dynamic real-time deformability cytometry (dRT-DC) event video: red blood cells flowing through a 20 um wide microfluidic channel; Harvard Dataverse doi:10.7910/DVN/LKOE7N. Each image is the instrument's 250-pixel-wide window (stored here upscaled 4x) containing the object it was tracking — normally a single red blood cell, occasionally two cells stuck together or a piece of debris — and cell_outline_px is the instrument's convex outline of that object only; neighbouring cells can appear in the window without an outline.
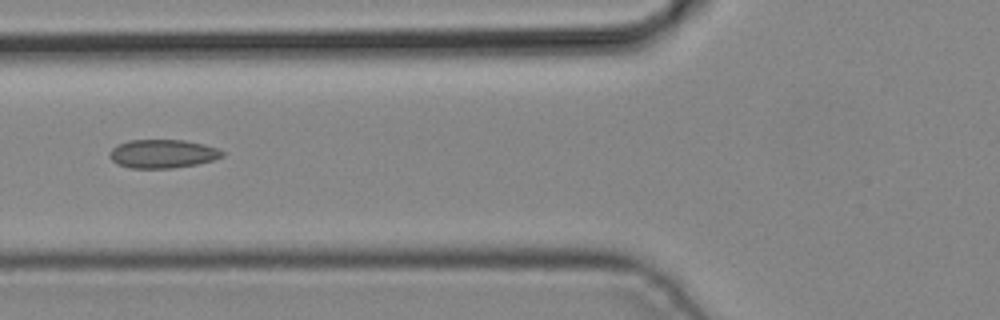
{"species": "common noctule bat (a hibernating species)", "species_latin": "Nyctalus noctula", "temperature_condition": "cold", "stored_images_in_passage": 5, "camera_frame_rate_fps": 3000, "um_per_image_px": 0.085, "animal": {"sex": "male", "body_mass_g": 19.2, "forearm_length_mm": 51.8}, "frame": {"image": 1, "passage_image": 5, "time_ms": 1.333, "image_size_px": [1000, 320], "cell_outline_px": [[224, 156], [212, 160], [196, 164], [172, 168], [132, 168], [116, 164], [108, 156], [108, 152], [116, 144], [128, 140], [184, 140], [204, 144], [216, 148], [224, 152]], "centroid_in_image_um": [13.77, 13.06], "position_along_channel_um": 112.0, "area_um2": 18.84}}